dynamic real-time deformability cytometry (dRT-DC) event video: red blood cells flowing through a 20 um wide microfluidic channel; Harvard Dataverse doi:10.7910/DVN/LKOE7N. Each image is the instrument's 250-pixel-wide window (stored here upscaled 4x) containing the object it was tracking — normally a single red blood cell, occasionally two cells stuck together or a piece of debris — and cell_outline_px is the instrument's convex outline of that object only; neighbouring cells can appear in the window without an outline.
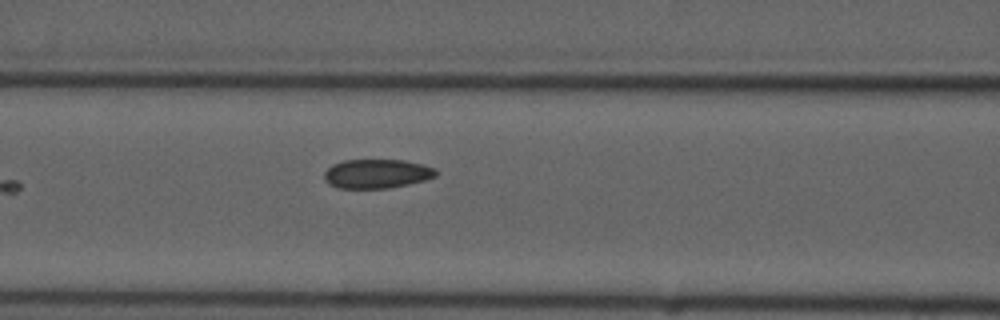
{"species": "common noctule bat (a hibernating species)", "species_latin": "Nyctalus noctula", "temperature_condition": "cold", "stored_images_in_passage": 6, "segment_of_instrument_passage": [1, 2], "camera_frame_rate_fps": 3000, "um_per_image_px": 0.085, "animal": {"sex": "male", "forearm_length_mm": 52.5}, "frame": {"image": 1, "passage_image": 5, "time_ms": 6.0, "image_size_px": [1000, 320], "cell_outline_px": [[436, 176], [424, 180], [408, 184], [388, 188], [336, 188], [328, 184], [324, 180], [324, 172], [332, 164], [344, 160], [404, 160], [436, 168]], "centroid_in_image_um": [31.98, 14.77], "position_along_channel_um": 134.6, "area_um2": 18.96}}